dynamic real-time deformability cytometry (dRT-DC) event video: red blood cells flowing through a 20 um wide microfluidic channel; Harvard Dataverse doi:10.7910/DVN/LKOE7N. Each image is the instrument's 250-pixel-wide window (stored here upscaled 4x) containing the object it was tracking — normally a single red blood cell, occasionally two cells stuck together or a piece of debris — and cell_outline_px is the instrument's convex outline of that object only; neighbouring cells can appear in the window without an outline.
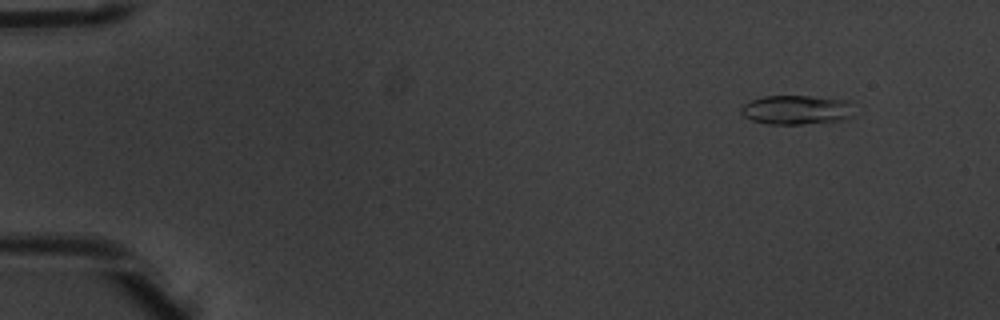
{"species": "common noctule bat (a hibernating species)", "species_latin": "Nyctalus noctula", "temperature_condition": "warm", "stored_images_in_passage": 6, "camera_frame_rate_fps": 3000, "um_per_image_px": 0.085, "animal": {"sex": "male", "body_mass_g": 20.1, "forearm_length_mm": 53.5}, "frame": {"image": 1, "passage_image": 2, "time_ms": 0.333, "image_size_px": [1000, 320], "cell_outline_px": [[856, 116], [840, 120], [804, 124], [768, 124], [752, 120], [744, 116], [740, 112], [740, 108], [744, 104], [752, 100], [764, 96], [812, 96], [848, 100]], "centroid_in_image_um": [67.72, 9.34], "position_along_channel_um": 17.3, "area_um2": 19.36}}